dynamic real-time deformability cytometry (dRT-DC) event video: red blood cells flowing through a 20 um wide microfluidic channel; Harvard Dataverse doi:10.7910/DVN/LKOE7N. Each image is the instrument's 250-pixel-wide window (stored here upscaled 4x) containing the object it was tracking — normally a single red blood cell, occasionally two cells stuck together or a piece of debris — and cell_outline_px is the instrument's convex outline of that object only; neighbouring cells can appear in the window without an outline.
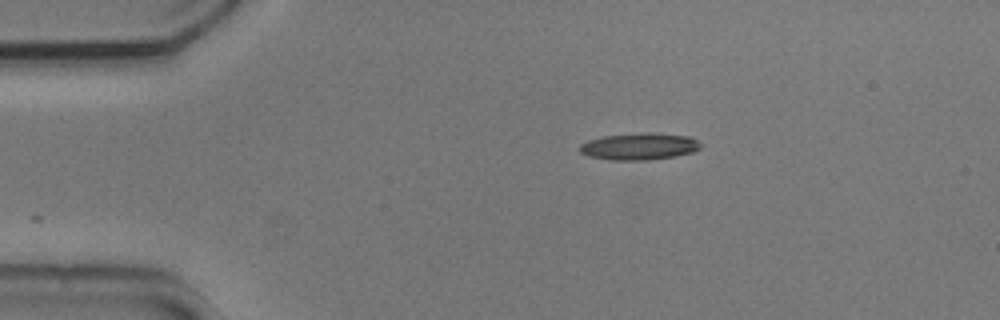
{"species": "common noctule bat (a hibernating species)", "species_latin": "Nyctalus noctula", "temperature_condition": "cold", "stored_images_in_passage": 45, "camera_frame_rate_fps": 3000, "um_per_image_px": 0.085, "animal": {"sex": "male", "body_mass_g": 20.5, "forearm_length_mm": 52.5}, "frame": {"image": 1, "passage_image": 1, "time_ms": 0.0, "image_size_px": [1000, 320], "cell_outline_px": [[704, 144], [700, 148], [692, 152], [676, 156], [648, 160], [612, 160], [588, 156], [580, 152], [580, 144], [588, 140], [604, 136], [640, 132], [648, 132], [688, 136]], "centroid_in_image_um": [54.35, 12.44], "position_along_channel_um": 30.7, "area_um2": 19.02}}
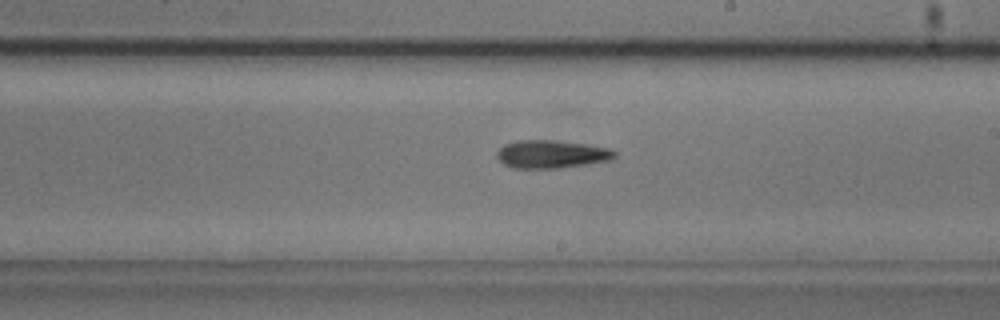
{"frame": {"image": 2, "passage_image": 22, "time_ms": 7.0, "image_size_px": [1000, 320], "cell_outline_px": [[616, 156], [612, 160], [588, 164], [560, 168], [512, 168], [504, 164], [496, 156], [496, 152], [504, 144], [516, 140], [552, 140], [584, 144], [608, 148], [616, 152]], "centroid_in_image_um": [46.86, 13.11], "position_along_channel_um": 242.1, "area_um2": 19.25}}
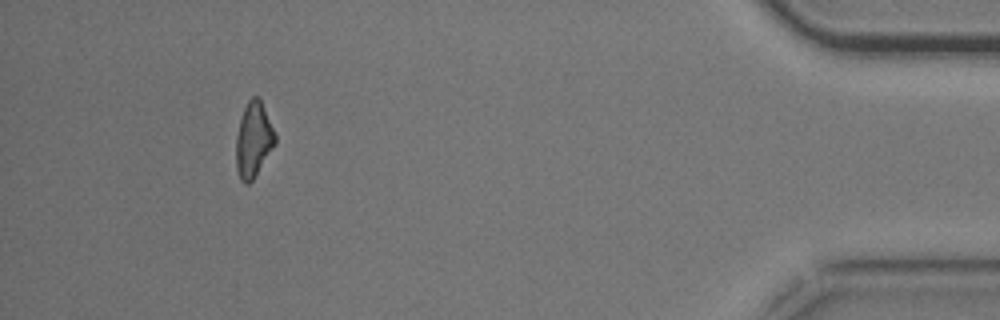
{"frame": {"image": 3, "passage_image": 41, "time_ms": 13.333, "image_size_px": [1000, 320], "cell_outline_px": [[276, 144], [252, 180], [248, 184], [244, 184], [240, 180], [236, 168], [236, 136], [240, 120], [244, 108], [248, 100], [252, 96], [260, 96], [276, 132]], "centroid_in_image_um": [21.56, 11.85], "position_along_channel_um": 413.6, "area_um2": 17.4}, "authors_computed_cell_mechanics": {"area_um2": 18.496, "velocity_mm_per_s": 3.7127, "shape_relaxation_time_tau1_ms": 5.335, "shape_relaxation_time_tau2_ms": null, "deformation_change_tau1": 0.2048, "deformation_change_tau2": null}}